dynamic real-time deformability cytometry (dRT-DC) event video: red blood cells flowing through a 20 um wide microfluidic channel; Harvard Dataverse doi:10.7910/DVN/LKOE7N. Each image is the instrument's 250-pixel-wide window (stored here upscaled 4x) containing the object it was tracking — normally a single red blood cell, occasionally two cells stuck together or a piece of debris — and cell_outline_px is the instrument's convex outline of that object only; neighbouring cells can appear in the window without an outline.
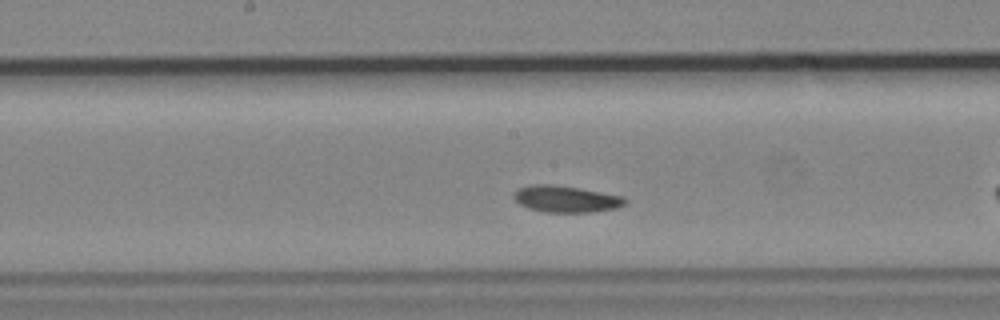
{"species": "common noctule bat (a hibernating species)", "species_latin": "Nyctalus noctula", "temperature_condition": "cold", "stored_images_in_passage": 40, "camera_frame_rate_fps": 3000, "um_per_image_px": 0.085, "animal": {"sex": "male", "body_mass_g": 19.2, "forearm_length_mm": 51.8}, "frame": {"image": 1, "passage_image": 12, "time_ms": 3.667, "image_size_px": [1000, 320], "cell_outline_px": [[628, 200], [624, 204], [616, 208], [592, 212], [544, 212], [528, 208], [520, 204], [512, 196], [520, 188], [532, 184], [548, 184], [576, 188], [620, 196]], "centroid_in_image_um": [48.07, 16.93], "position_along_channel_um": 200.1, "area_um2": 16.82}, "authors_computed_cell_mechanics": {"area_um2": 16.762, "velocity_mm_per_s": 3.6212, "shape_relaxation_time_tau1_ms": 6.7153, "shape_relaxation_time_tau2_ms": 2.802, "deformation_change_tau1": 0.0835, "deformation_change_tau2": 0.0656}}